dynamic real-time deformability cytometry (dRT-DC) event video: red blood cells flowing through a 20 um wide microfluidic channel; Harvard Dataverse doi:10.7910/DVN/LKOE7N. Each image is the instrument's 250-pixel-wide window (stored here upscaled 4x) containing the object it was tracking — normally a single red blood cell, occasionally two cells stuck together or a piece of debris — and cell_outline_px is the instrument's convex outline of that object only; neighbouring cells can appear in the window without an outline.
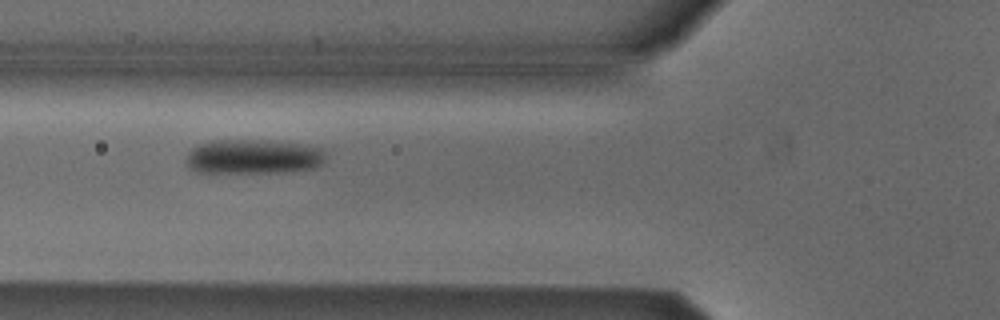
{"species": "Egyptian fruit bat (a non-hibernating species)", "species_latin": "Rousettus aegyptiacus", "temperature_condition": "cold", "stored_images_in_passage": 40, "camera_frame_rate_fps": 3000, "um_per_image_px": 0.085, "animal": {"sex": "male"}, "frame": {"image": 1, "passage_image": 12, "time_ms": 3.667, "image_size_px": [1000, 320], "cell_outline_px": [[324, 160], [320, 164], [312, 168], [276, 172], [196, 172], [188, 168], [188, 152], [192, 148], [208, 140], [260, 140], [304, 144], [320, 148], [324, 152]], "centroid_in_image_um": [21.49, 13.3], "position_along_channel_um": 104.3, "area_um2": 27.8}}
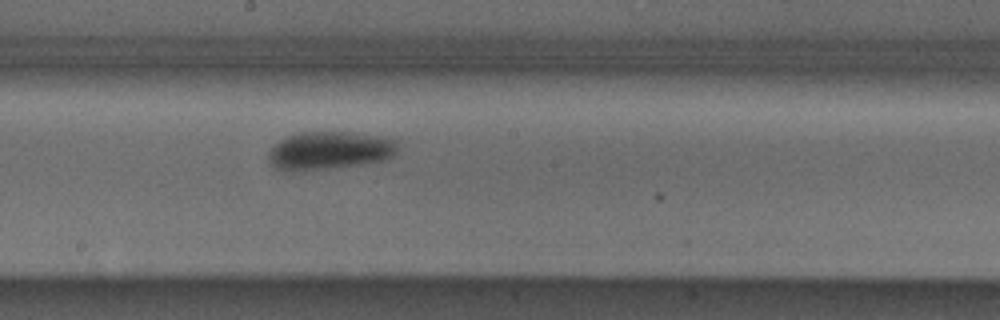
{"frame": {"image": 2, "passage_image": 21, "time_ms": 6.667, "image_size_px": [1000, 320], "cell_outline_px": [[396, 152], [392, 156], [384, 160], [364, 164], [292, 172], [276, 168], [268, 160], [268, 152], [280, 140], [296, 132], [352, 132], [384, 136], [396, 140]], "centroid_in_image_um": [28.0, 12.79], "position_along_channel_um": 220.2, "area_um2": 28.78}}
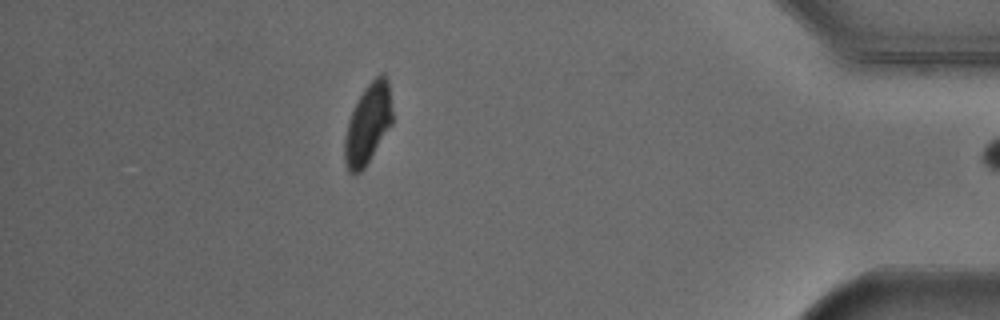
{"frame": {"image": 3, "passage_image": 39, "time_ms": 12.667, "image_size_px": [1000, 320], "cell_outline_px": [[392, 124], [364, 168], [360, 172], [348, 172], [344, 160], [344, 136], [348, 120], [364, 88], [380, 72], [384, 72], [388, 80], [392, 108]], "centroid_in_image_um": [31.27, 10.51], "position_along_channel_um": 403.9, "area_um2": 22.2}, "authors_computed_cell_mechanics": {"area_um2": 27.1949, "velocity_mm_per_s": 3.8697, "shape_relaxation_time_tau1_ms": 1.8613, "shape_relaxation_time_tau2_ms": null, "deformation_change_tau1": 0.101, "deformation_change_tau2": null}}